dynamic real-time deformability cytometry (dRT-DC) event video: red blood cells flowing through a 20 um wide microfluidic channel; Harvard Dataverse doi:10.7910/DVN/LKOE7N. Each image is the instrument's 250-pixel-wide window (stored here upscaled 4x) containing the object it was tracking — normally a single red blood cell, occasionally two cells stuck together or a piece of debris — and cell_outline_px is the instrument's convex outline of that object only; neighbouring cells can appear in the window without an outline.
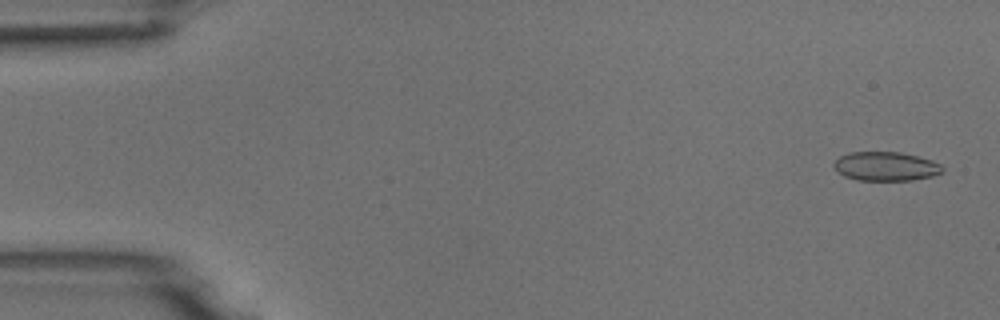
{"species": "common noctule bat (a hibernating species)", "species_latin": "Nyctalus noctula", "temperature_condition": "room temperature", "stored_images_in_passage": 6, "camera_frame_rate_fps": 3000, "um_per_image_px": 0.085, "animal": {"sex": "male", "body_mass_g": 18.8}, "frame": {"image": 1, "passage_image": 1, "time_ms": 0.0, "image_size_px": [1000, 320], "cell_outline_px": [[944, 172], [932, 176], [912, 180], [856, 180], [844, 176], [832, 164], [840, 156], [852, 152], [900, 152], [932, 160], [940, 164], [944, 168]], "centroid_in_image_um": [75.32, 14.14], "position_along_channel_um": 9.7, "area_um2": 18.26}}
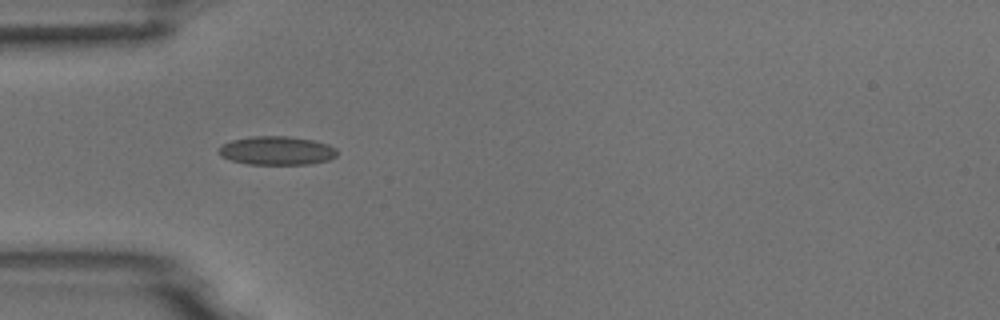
{"frame": {"image": 2, "passage_image": 5, "time_ms": 4.667, "image_size_px": [1000, 320], "cell_outline_px": [[336, 156], [328, 160], [308, 164], [248, 164], [232, 160], [220, 156], [220, 148], [224, 144], [232, 140], [252, 136], [288, 136], [312, 140], [328, 144], [336, 148]], "centroid_in_image_um": [23.54, 12.8], "position_along_channel_um": 61.5, "area_um2": 19.54}}